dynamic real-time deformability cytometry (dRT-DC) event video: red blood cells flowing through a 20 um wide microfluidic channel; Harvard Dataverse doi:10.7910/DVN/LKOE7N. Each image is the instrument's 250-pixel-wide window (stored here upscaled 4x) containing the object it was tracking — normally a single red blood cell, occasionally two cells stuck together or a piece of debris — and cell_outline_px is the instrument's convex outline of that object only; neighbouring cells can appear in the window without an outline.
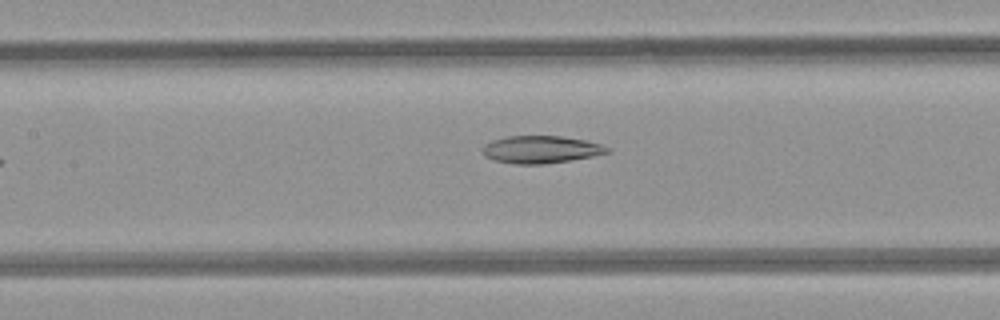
{"species": "common noctule bat (a hibernating species)", "species_latin": "Nyctalus noctula", "temperature_condition": "room temperature", "stored_images_in_passage": 7, "camera_frame_rate_fps": 3000, "um_per_image_px": 0.085, "animal": {"sex": "female", "body_mass_g": 21.9}, "frame": {"image": 1, "passage_image": 7, "time_ms": 7.0, "image_size_px": [1000, 320], "cell_outline_px": [[612, 148], [608, 152], [592, 156], [544, 164], [516, 164], [496, 160], [484, 156], [484, 144], [492, 140], [508, 136], [560, 136], [584, 140], [600, 144]], "centroid_in_image_um": [45.98, 12.7], "position_along_channel_um": 161.4, "area_um2": 19.65}}